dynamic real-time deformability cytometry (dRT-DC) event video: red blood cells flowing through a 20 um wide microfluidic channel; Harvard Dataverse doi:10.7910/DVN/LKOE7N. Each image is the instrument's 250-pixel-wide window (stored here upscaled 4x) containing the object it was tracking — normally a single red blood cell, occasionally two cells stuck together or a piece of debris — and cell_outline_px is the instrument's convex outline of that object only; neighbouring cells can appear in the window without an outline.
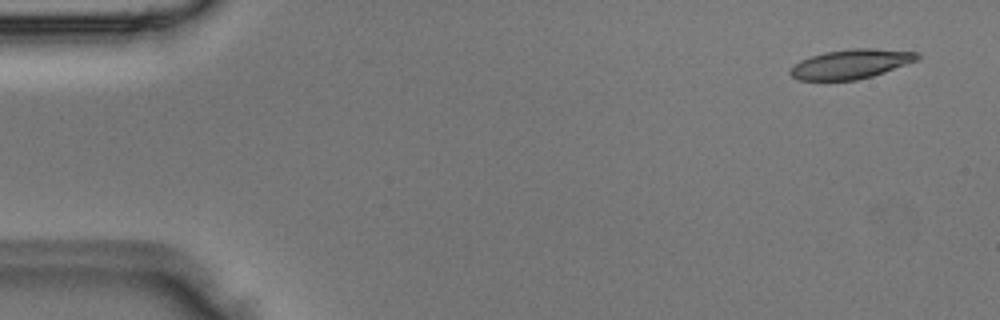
{"species": "Egyptian fruit bat (a non-hibernating species)", "species_latin": "Rousettus aegyptiacus", "temperature_condition": "room temperature", "stored_images_in_passage": 3, "camera_frame_rate_fps": 3000, "um_per_image_px": 0.085, "animal": {"sex": "male"}, "frame": {"image": 1, "passage_image": 1, "time_ms": 0.0, "image_size_px": [1000, 320], "cell_outline_px": [[920, 56], [916, 60], [884, 72], [872, 76], [856, 80], [800, 80], [792, 76], [788, 72], [800, 60], [824, 52], [852, 48], [872, 48], [920, 52]], "centroid_in_image_um": [72.33, 5.43], "position_along_channel_um": 12.7, "area_um2": 21.56}}